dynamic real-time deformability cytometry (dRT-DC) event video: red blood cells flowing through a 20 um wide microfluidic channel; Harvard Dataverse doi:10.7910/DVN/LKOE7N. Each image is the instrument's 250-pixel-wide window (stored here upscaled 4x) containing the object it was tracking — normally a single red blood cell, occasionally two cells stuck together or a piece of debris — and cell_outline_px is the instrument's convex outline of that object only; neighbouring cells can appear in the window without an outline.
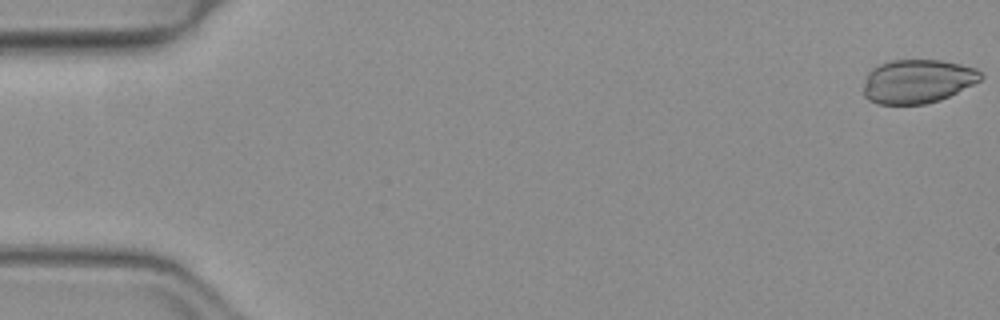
{"species": "common noctule bat (a hibernating species)", "species_latin": "Nyctalus noctula", "temperature_condition": "warm", "stored_images_in_passage": 51, "camera_frame_rate_fps": 3000, "um_per_image_px": 0.085, "animal": {"sex": "female", "body_mass_g": 19.3, "forearm_length_mm": 54.1}, "frame": {"image": 1, "passage_image": 1, "time_ms": 0.0, "image_size_px": [1000, 320], "cell_outline_px": [[984, 76], [980, 80], [940, 100], [924, 104], [880, 104], [868, 100], [864, 96], [864, 88], [868, 72], [872, 68], [880, 64], [892, 60], [940, 60], [960, 64], [976, 68]], "centroid_in_image_um": [77.97, 6.91], "position_along_channel_um": 7.0, "area_um2": 29.71}}
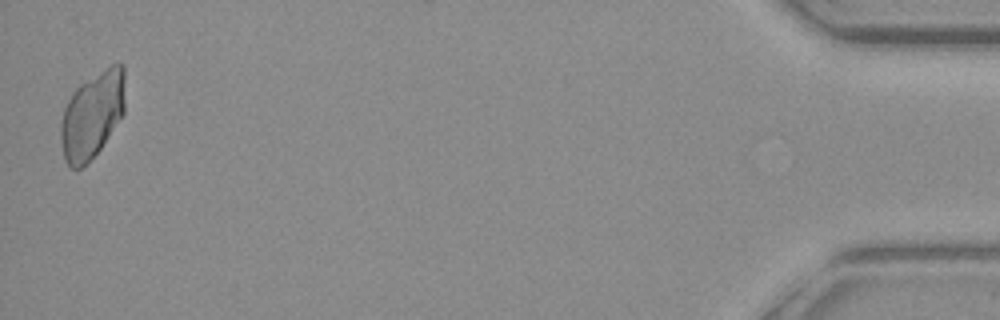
{"frame": {"image": 2, "passage_image": 51, "time_ms": 16.667, "image_size_px": [1000, 320], "cell_outline_px": [[124, 112], [100, 148], [80, 168], [68, 168], [64, 160], [60, 144], [60, 120], [64, 108], [72, 92], [80, 84], [112, 64], [124, 64]], "centroid_in_image_um": [7.8, 9.78], "position_along_channel_um": 427.4, "area_um2": 32.25}}